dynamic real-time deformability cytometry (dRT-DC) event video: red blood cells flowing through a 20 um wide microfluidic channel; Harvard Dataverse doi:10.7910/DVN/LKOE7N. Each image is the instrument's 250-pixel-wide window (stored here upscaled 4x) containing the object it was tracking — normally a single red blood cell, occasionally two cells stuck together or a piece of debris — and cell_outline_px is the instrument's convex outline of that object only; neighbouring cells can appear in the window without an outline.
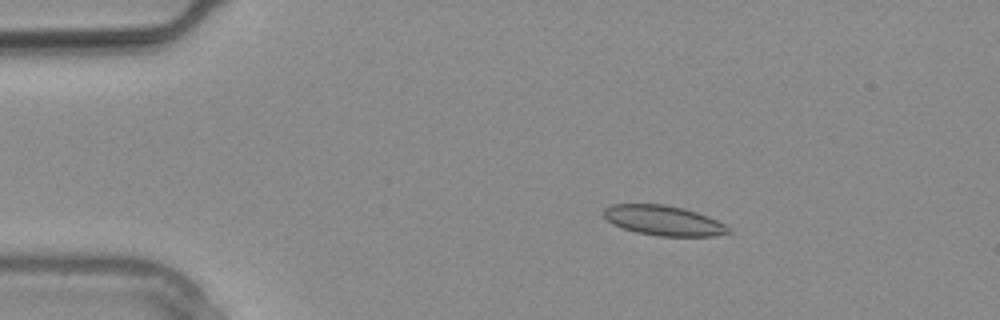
{"species": "common noctule bat (a hibernating species)", "species_latin": "Nyctalus noctula", "temperature_condition": "warm", "stored_images_in_passage": 3, "camera_frame_rate_fps": 3000, "um_per_image_px": 0.085, "animal": {"sex": "male", "body_mass_g": 20.4}, "frame": {"image": 1, "passage_image": 2, "time_ms": 0.333, "image_size_px": [1000, 320], "cell_outline_px": [[732, 232], [716, 236], [656, 236], [636, 232], [612, 224], [600, 212], [604, 208], [612, 204], [664, 204], [684, 208], [708, 216], [732, 228]], "centroid_in_image_um": [56.4, 18.74], "position_along_channel_um": 28.6, "area_um2": 21.96}}
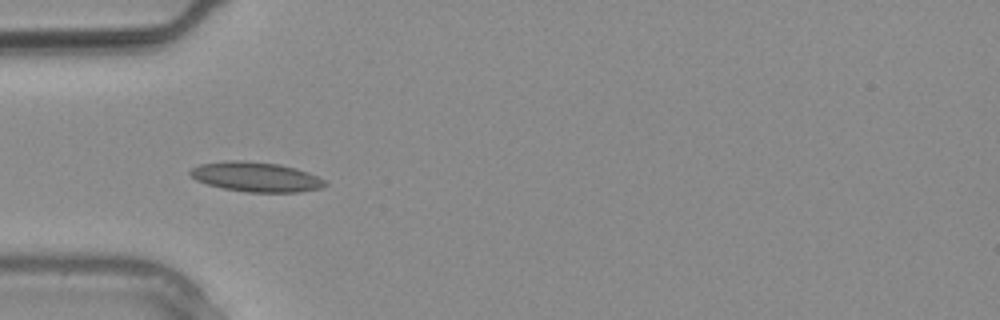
{"frame": {"image": 2, "passage_image": 3, "time_ms": 0.667, "image_size_px": [1000, 320], "cell_outline_px": [[328, 184], [320, 188], [300, 192], [248, 192], [224, 188], [208, 184], [196, 180], [188, 172], [192, 168], [200, 164], [228, 160], [240, 160], [280, 164], [296, 168], [308, 172], [324, 180]], "centroid_in_image_um": [21.76, 15.03], "position_along_channel_um": 63.2, "area_um2": 23.24}}